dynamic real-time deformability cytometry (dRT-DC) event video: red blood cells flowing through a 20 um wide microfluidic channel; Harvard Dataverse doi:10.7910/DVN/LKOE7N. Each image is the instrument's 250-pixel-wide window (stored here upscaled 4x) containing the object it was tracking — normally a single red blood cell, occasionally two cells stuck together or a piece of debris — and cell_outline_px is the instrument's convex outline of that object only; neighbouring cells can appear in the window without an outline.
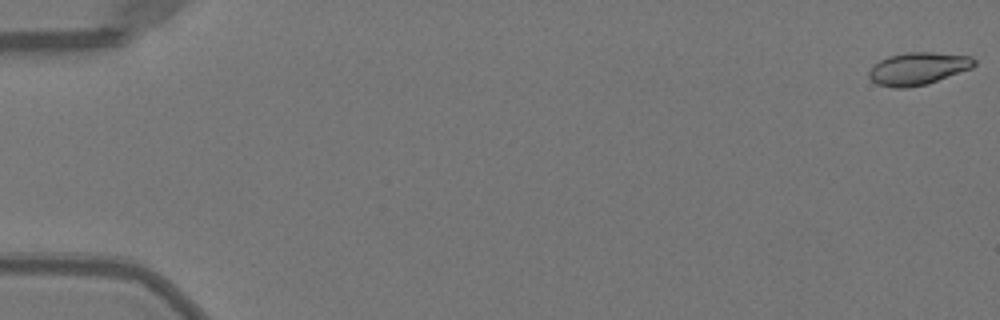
{"species": "Egyptian fruit bat (a non-hibernating species)", "species_latin": "Rousettus aegyptiacus", "temperature_condition": "warm", "stored_images_in_passage": 52, "camera_frame_rate_fps": 3000, "um_per_image_px": 0.085, "animal": {"sex": "female"}, "frame": {"image": 1, "passage_image": 1, "time_ms": 0.0, "image_size_px": [1000, 320], "cell_outline_px": [[976, 64], [972, 68], [928, 84], [908, 88], [892, 88], [876, 84], [868, 76], [868, 72], [872, 64], [888, 56], [908, 52], [932, 52], [972, 56], [976, 60]], "centroid_in_image_um": [78.02, 5.83], "position_along_channel_um": 7.0, "area_um2": 20.23}}
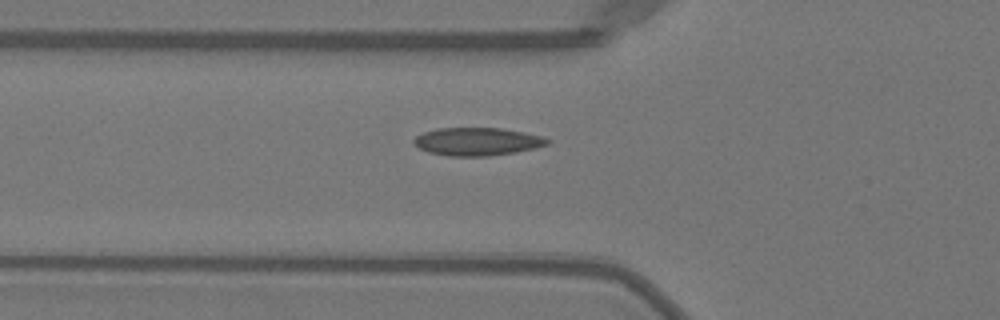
{"frame": {"image": 2, "passage_image": 19, "time_ms": 6.0, "image_size_px": [1000, 320], "cell_outline_px": [[552, 140], [548, 144], [516, 152], [488, 156], [448, 156], [428, 152], [420, 148], [412, 140], [416, 136], [424, 132], [440, 128], [500, 128], [524, 132], [540, 136]], "centroid_in_image_um": [40.56, 12.03], "position_along_channel_um": 85.2, "area_um2": 21.56}}
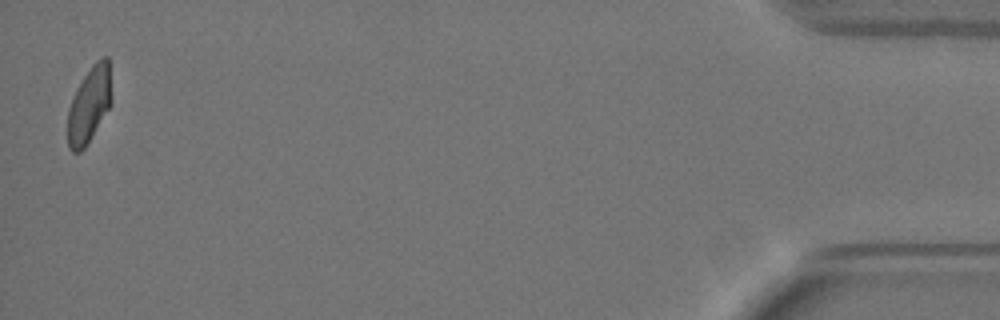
{"frame": {"image": 3, "passage_image": 51, "time_ms": 16.667, "image_size_px": [1000, 320], "cell_outline_px": [[112, 104], [84, 148], [80, 152], [72, 152], [68, 148], [68, 108], [72, 96], [76, 88], [92, 64], [96, 60], [104, 56], [108, 56], [112, 96]], "centroid_in_image_um": [7.59, 8.88], "position_along_channel_um": 427.6, "area_um2": 19.59}, "authors_computed_cell_mechanics": {"area_um2": 20.2589, "velocity_mm_per_s": 4.0092, "shape_relaxation_time_tau1_ms": 4.1296, "shape_relaxation_time_tau2_ms": 0.814, "deformation_change_tau1": 0.144, "deformation_change_tau2": 0.0425}}